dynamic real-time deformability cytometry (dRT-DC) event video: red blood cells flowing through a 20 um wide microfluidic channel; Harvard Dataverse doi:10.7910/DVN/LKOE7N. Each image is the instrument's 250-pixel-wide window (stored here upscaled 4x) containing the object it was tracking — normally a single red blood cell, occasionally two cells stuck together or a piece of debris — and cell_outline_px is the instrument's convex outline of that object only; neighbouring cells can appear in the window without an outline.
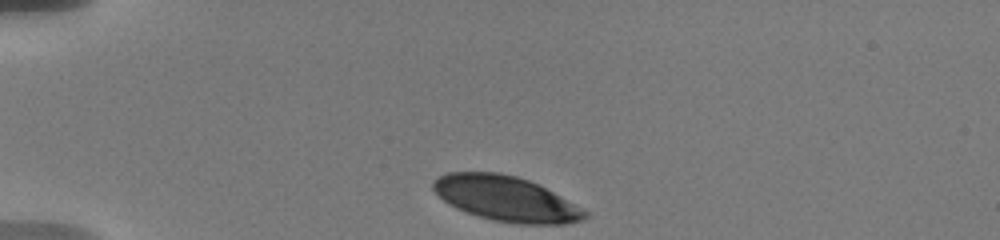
{"species": "human", "species_latin": "Homo sapiens", "temperature_condition": "warm", "stored_images_in_passage": 22, "camera_frame_rate_fps": 3000, "um_per_image_px": 0.085, "donor": {"sex": "male"}, "frame": {"image": 1, "passage_image": 1, "time_ms": 0.0, "image_size_px": [1000, 240], "cell_outline_px": [[588, 216], [584, 220], [564, 224], [516, 224], [492, 220], [456, 208], [448, 204], [432, 188], [432, 180], [448, 172], [500, 172], [516, 176], [528, 180], [560, 196], [588, 212]], "centroid_in_image_um": [42.99, 16.89], "position_along_channel_um": 42.0, "area_um2": 39.54}}
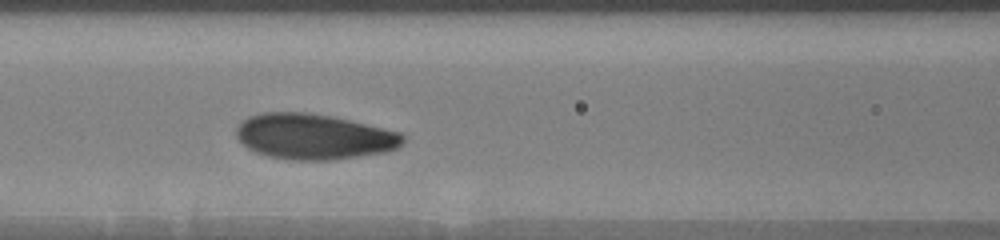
{"frame": {"image": 2, "passage_image": 17, "time_ms": 4.0, "image_size_px": [1000, 240], "cell_outline_px": [[404, 140], [396, 148], [384, 152], [332, 160], [292, 160], [268, 156], [256, 152], [248, 148], [236, 136], [236, 128], [248, 116], [260, 112], [308, 112], [332, 116], [384, 128], [400, 132], [404, 136]], "centroid_in_image_um": [26.65, 11.6], "position_along_channel_um": 139.9, "area_um2": 44.1}}
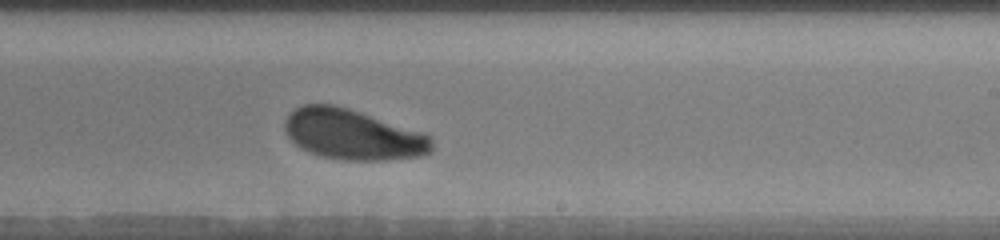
{"frame": {"image": 3, "passage_image": 22, "time_ms": 7.333, "image_size_px": [1000, 240], "cell_outline_px": [[432, 152], [420, 156], [384, 160], [344, 160], [320, 156], [300, 148], [284, 132], [284, 120], [296, 108], [304, 104], [332, 104], [348, 108], [424, 132], [432, 136]], "centroid_in_image_um": [30.0, 11.44], "position_along_channel_um": 259.0, "area_um2": 43.29}}